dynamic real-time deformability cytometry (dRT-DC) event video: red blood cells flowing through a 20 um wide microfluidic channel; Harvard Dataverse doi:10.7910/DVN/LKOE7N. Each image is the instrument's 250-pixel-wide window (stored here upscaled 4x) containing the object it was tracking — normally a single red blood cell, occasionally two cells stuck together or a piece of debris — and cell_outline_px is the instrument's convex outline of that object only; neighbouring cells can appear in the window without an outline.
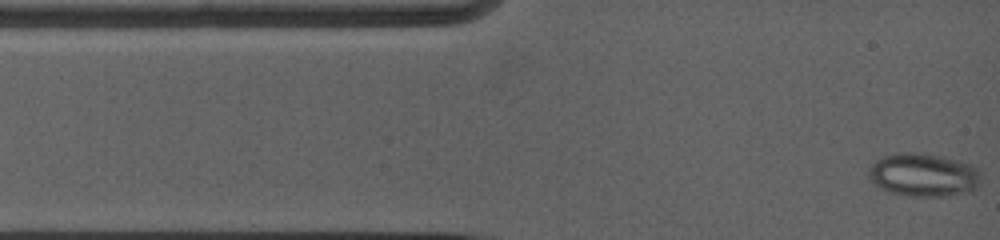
{"species": "common noctule bat (a hibernating species)", "species_latin": "Nyctalus noctula", "temperature_condition": "warm", "stored_images_in_passage": 19, "camera_frame_rate_fps": 5000, "um_per_image_px": 0.085, "animal": {"sex": "female", "body_mass_g": 19.0, "forearm_length_mm": 53.3}, "frame": {"image": 1, "passage_image": 1, "time_ms": 0.0, "image_size_px": [1000, 240], "cell_outline_px": [[980, 184], [972, 192], [948, 196], [912, 196], [892, 192], [880, 188], [868, 176], [868, 168], [876, 160], [884, 156], [896, 152], [924, 152], [944, 156], [960, 160], [976, 168], [980, 172]], "centroid_in_image_um": [78.52, 14.85], "position_along_channel_um": 6.5, "area_um2": 28.67}}
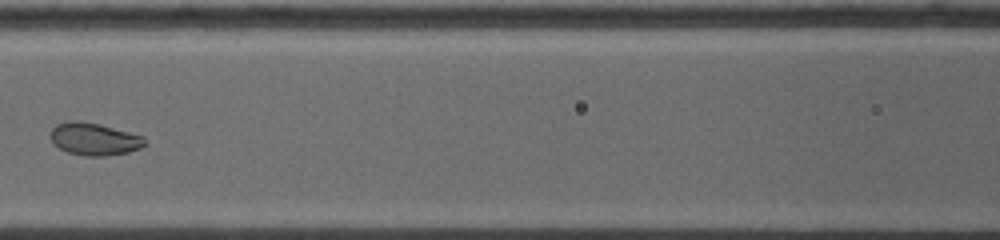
{"frame": {"image": 2, "passage_image": 10, "time_ms": 5.2, "image_size_px": [1000, 240], "cell_outline_px": [[144, 144], [140, 148], [128, 152], [104, 156], [84, 156], [68, 152], [60, 148], [48, 136], [48, 132], [56, 124], [68, 120], [80, 120], [100, 124], [144, 136]], "centroid_in_image_um": [7.96, 11.8], "position_along_channel_um": 158.6, "area_um2": 17.92}}
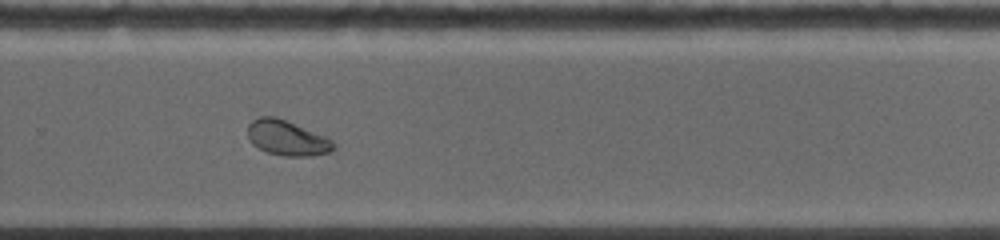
{"frame": {"image": 3, "passage_image": 17, "time_ms": 9.0, "image_size_px": [1000, 240], "cell_outline_px": [[336, 148], [328, 152], [312, 156], [284, 156], [268, 152], [252, 144], [248, 136], [248, 124], [252, 120], [260, 116], [276, 116], [324, 136], [332, 140], [336, 144]], "centroid_in_image_um": [24.39, 11.72], "position_along_channel_um": 305.4, "area_um2": 17.46}}